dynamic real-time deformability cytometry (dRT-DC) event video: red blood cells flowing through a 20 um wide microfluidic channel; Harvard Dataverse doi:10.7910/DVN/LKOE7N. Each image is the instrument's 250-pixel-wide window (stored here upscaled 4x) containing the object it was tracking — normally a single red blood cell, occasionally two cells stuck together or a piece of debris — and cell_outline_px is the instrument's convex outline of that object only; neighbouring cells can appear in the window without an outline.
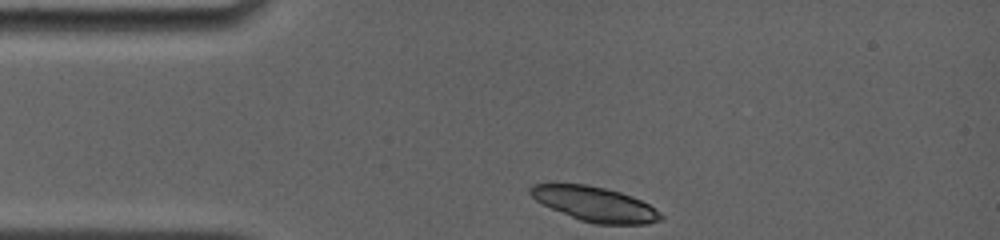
{"species": "common noctule bat (a hibernating species)", "species_latin": "Nyctalus noctula", "temperature_condition": "room temperature", "stored_images_in_passage": 3, "camera_frame_rate_fps": 4000, "um_per_image_px": 0.085, "animal": {"sex": "female", "body_mass_g": 19.0, "forearm_length_mm": 56.7}, "frame": {"image": 1, "passage_image": 1, "time_ms": 0.0, "image_size_px": [1000, 240], "cell_outline_px": [[664, 216], [660, 220], [644, 224], [592, 224], [580, 220], [552, 208], [536, 200], [528, 192], [528, 188], [536, 184], [584, 184], [604, 188], [620, 192], [640, 200], [648, 204], [660, 212]], "centroid_in_image_um": [50.58, 17.35], "position_along_channel_um": 34.4, "area_um2": 25.95}}